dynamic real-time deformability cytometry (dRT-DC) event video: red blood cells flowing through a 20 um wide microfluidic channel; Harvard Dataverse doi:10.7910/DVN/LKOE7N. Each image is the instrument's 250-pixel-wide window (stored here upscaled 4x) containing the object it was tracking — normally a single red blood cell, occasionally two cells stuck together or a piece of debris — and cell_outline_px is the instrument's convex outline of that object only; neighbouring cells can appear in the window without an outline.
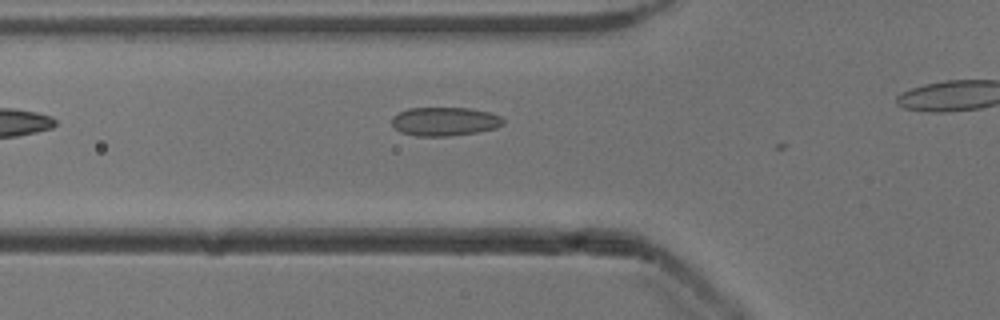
{"species": "common noctule bat (a hibernating species)", "species_latin": "Nyctalus noctula", "temperature_condition": "cold", "stored_images_in_passage": 3, "camera_frame_rate_fps": 3000, "um_per_image_px": 0.085, "animal": {"sex": "male", "body_mass_g": 13.3}, "frame": {"image": 1, "passage_image": 2, "time_ms": 0.333, "image_size_px": [1000, 320], "cell_outline_px": [[504, 124], [496, 128], [476, 132], [448, 136], [416, 136], [400, 132], [392, 124], [392, 116], [408, 108], [472, 108], [488, 112], [500, 116], [504, 120]], "centroid_in_image_um": [37.8, 10.32], "position_along_channel_um": 88.0, "area_um2": 18.61}}